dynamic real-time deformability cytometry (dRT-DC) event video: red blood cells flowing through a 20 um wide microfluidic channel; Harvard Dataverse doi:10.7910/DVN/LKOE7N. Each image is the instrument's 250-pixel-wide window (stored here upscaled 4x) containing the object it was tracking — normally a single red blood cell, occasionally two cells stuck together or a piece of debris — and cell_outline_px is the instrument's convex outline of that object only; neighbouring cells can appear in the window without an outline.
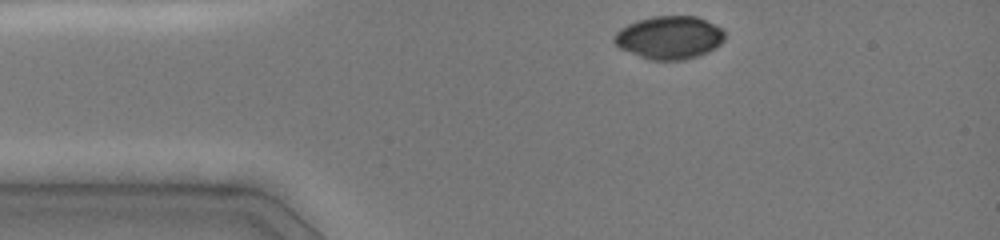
{"species": "common noctule bat (a hibernating species)", "species_latin": "Nyctalus noctula", "temperature_condition": "cold", "stored_images_in_passage": 5, "camera_frame_rate_fps": 3000, "um_per_image_px": 0.085, "animal": {"sex": "female", "body_mass_g": 19.0, "forearm_length_mm": 51.5}, "frame": {"image": 1, "passage_image": 1, "time_ms": 0.0, "image_size_px": [1000, 240], "cell_outline_px": [[724, 40], [716, 48], [708, 52], [684, 60], [648, 60], [620, 48], [612, 40], [612, 36], [620, 28], [628, 24], [652, 16], [696, 16], [724, 28]], "centroid_in_image_um": [56.9, 3.19], "position_along_channel_um": 28.1, "area_um2": 27.86}}
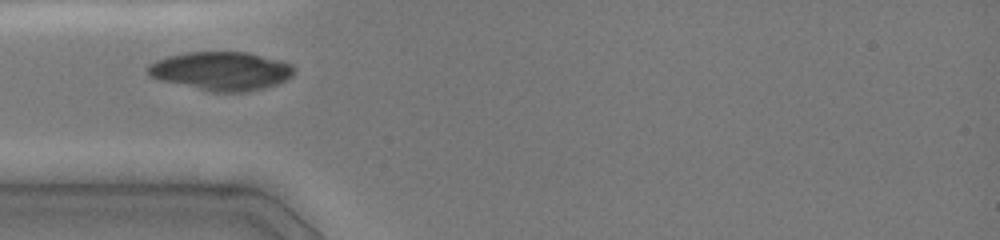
{"frame": {"image": 2, "passage_image": 4, "time_ms": 2.0, "image_size_px": [1000, 240], "cell_outline_px": [[296, 72], [292, 76], [276, 84], [264, 88], [248, 92], [212, 92], [156, 80], [148, 76], [148, 64], [156, 60], [168, 56], [188, 52], [248, 52], [280, 60], [292, 64], [296, 68]], "centroid_in_image_um": [18.79, 6.04], "position_along_channel_um": 66.2, "area_um2": 33.29}}